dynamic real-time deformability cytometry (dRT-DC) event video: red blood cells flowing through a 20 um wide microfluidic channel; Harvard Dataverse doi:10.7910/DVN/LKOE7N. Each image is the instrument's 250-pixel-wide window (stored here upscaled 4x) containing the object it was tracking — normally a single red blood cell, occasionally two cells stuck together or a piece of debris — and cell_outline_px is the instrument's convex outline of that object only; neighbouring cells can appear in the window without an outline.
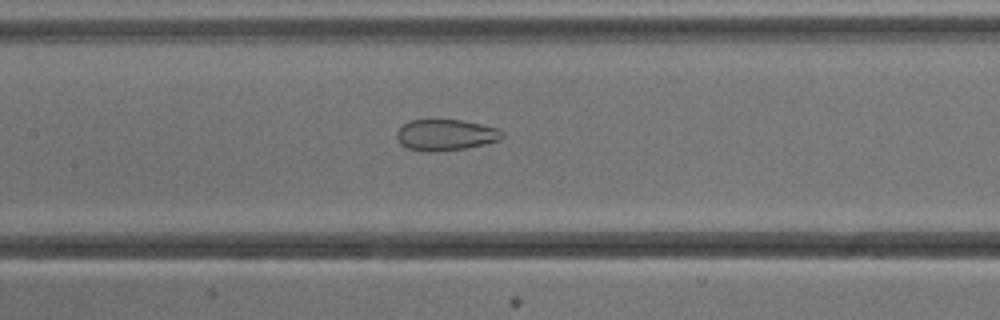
{"species": "common noctule bat (a hibernating species)", "species_latin": "Nyctalus noctula", "temperature_condition": "cold", "stored_images_in_passage": 40, "camera_frame_rate_fps": 3000, "um_per_image_px": 0.085, "animal": {"sex": "male", "body_mass_g": 13.3}, "frame": {"image": 1, "passage_image": 12, "time_ms": 3.667, "image_size_px": [1000, 320], "cell_outline_px": [[504, 136], [500, 140], [484, 144], [464, 148], [432, 152], [428, 152], [408, 148], [400, 144], [396, 136], [396, 132], [408, 120], [464, 120], [500, 128], [504, 132]], "centroid_in_image_um": [37.91, 11.46], "position_along_channel_um": 169.5, "area_um2": 19.25}}
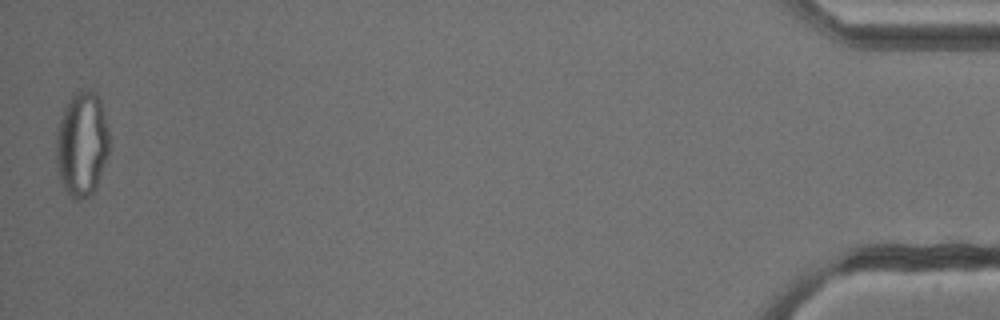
{"frame": {"image": 2, "passage_image": 40, "time_ms": 13.0, "image_size_px": [1000, 320], "cell_outline_px": [[108, 152], [96, 188], [88, 196], [80, 200], [72, 200], [68, 196], [60, 180], [56, 160], [56, 132], [64, 108], [72, 96], [76, 92], [96, 92], [100, 100], [108, 128]], "centroid_in_image_um": [6.94, 12.3], "position_along_channel_um": 428.3, "area_um2": 32.14}, "authors_computed_cell_mechanics": {"area_um2": 24.6806, "velocity_mm_per_s": 3.8298, "shape_relaxation_time_tau1_ms": null, "shape_relaxation_time_tau2_ms": 1.2246, "deformation_change_tau1": null, "deformation_change_tau2": 0.0727}}